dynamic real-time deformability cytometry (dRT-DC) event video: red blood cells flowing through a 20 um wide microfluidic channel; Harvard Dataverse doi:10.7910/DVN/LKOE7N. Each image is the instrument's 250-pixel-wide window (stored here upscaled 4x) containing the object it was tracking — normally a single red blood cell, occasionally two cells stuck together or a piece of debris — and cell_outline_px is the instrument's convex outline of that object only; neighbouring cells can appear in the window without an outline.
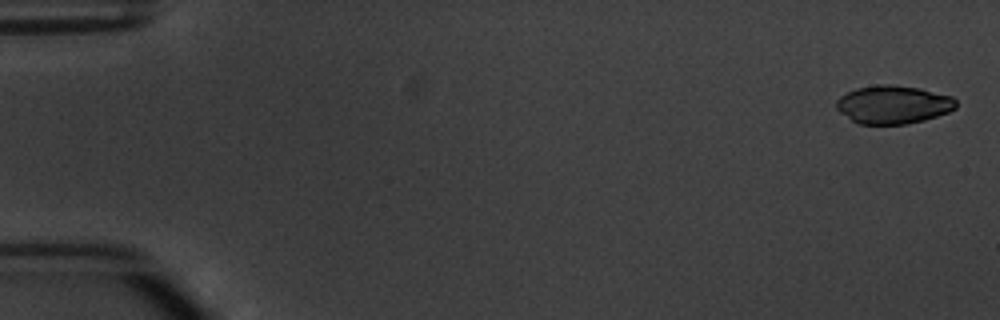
{"species": "common noctule bat (a hibernating species)", "species_latin": "Nyctalus noctula", "temperature_condition": "warm", "stored_images_in_passage": 5, "camera_frame_rate_fps": 3000, "um_per_image_px": 0.085, "animal": {"sex": "male", "body_mass_g": 20.1, "forearm_length_mm": 53.5}, "frame": {"image": 1, "passage_image": 1, "time_ms": 0.0, "image_size_px": [1000, 320], "cell_outline_px": [[956, 108], [948, 112], [924, 120], [908, 124], [856, 124], [840, 112], [836, 108], [836, 100], [840, 96], [856, 88], [876, 84], [888, 84], [920, 88], [952, 96], [956, 100]], "centroid_in_image_um": [75.91, 8.89], "position_along_channel_um": 9.1, "area_um2": 26.82}}